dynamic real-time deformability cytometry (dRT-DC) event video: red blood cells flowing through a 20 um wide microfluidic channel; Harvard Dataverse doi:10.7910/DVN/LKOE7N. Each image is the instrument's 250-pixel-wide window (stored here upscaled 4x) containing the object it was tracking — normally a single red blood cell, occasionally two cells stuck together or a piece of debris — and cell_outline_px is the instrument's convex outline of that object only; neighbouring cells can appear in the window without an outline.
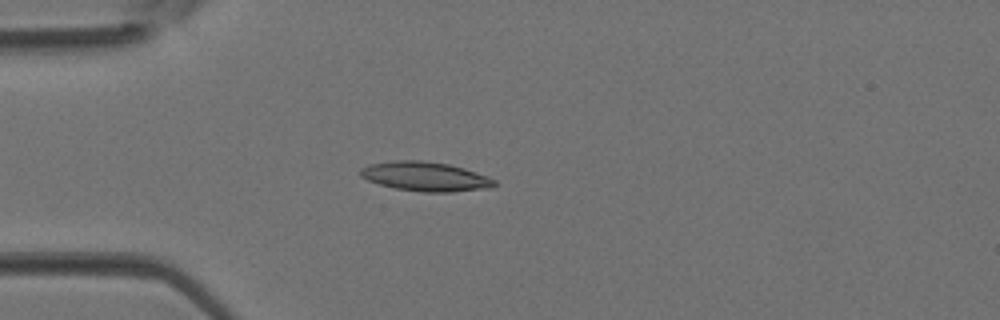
{"species": "Egyptian fruit bat (a non-hibernating species)", "species_latin": "Rousettus aegyptiacus", "temperature_condition": "room temperature", "stored_images_in_passage": 4, "camera_frame_rate_fps": 3000, "um_per_image_px": 0.085, "animal": {"sex": "female"}, "frame": {"image": 1, "passage_image": 4, "time_ms": 1.0, "image_size_px": [1000, 320], "cell_outline_px": [[496, 184], [492, 188], [452, 192], [424, 192], [396, 188], [380, 184], [368, 180], [360, 176], [360, 168], [368, 164], [392, 160], [424, 160], [448, 164], [464, 168], [488, 176], [496, 180]], "centroid_in_image_um": [36.17, 14.99], "position_along_channel_um": 48.8, "area_um2": 23.06}}